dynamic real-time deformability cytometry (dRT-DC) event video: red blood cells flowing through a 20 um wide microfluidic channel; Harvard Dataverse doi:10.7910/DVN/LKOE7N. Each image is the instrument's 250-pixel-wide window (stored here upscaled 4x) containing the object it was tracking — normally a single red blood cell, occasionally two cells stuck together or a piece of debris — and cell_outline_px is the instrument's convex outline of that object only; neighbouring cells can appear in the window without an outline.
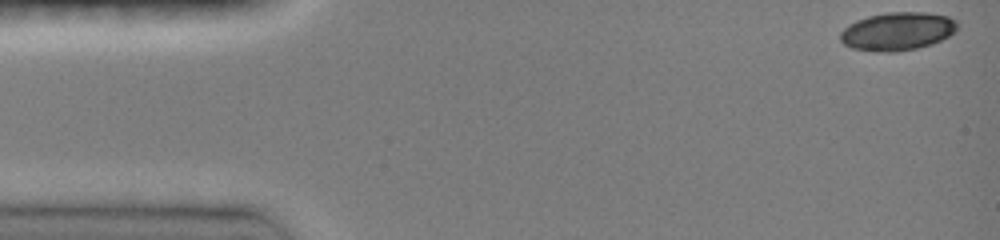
{"species": "common noctule bat (a hibernating species)", "species_latin": "Nyctalus noctula", "temperature_condition": "room temperature", "stored_images_in_passage": 44, "camera_frame_rate_fps": 3000, "um_per_image_px": 0.085, "animal": {"sex": "female", "body_mass_g": 19.0, "forearm_length_mm": 51.5}, "frame": {"image": 1, "passage_image": 1, "time_ms": 0.0, "image_size_px": [1000, 240], "cell_outline_px": [[956, 28], [948, 36], [932, 44], [916, 48], [896, 52], [872, 52], [852, 48], [844, 44], [840, 40], [840, 32], [844, 28], [856, 20], [868, 16], [884, 12], [924, 12], [948, 16], [956, 20]], "centroid_in_image_um": [76.24, 2.66], "position_along_channel_um": 8.8, "area_um2": 26.07}}
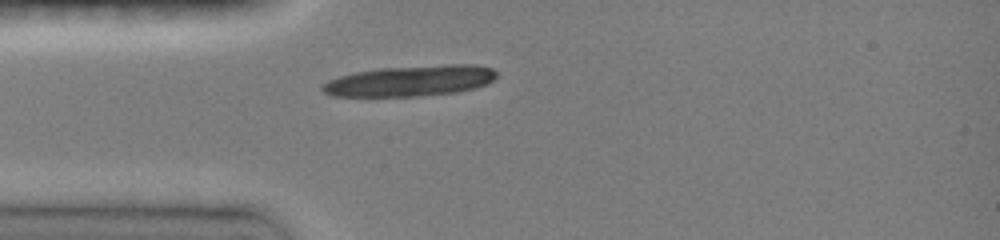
{"frame": {"image": 2, "passage_image": 12, "time_ms": 3.667, "image_size_px": [1000, 240], "cell_outline_px": [[496, 76], [488, 84], [456, 92], [420, 96], [332, 96], [324, 92], [320, 88], [320, 84], [328, 80], [340, 76], [356, 72], [380, 68], [448, 64], [476, 64], [492, 68], [496, 72]], "centroid_in_image_um": [34.86, 6.86], "position_along_channel_um": 50.1, "area_um2": 31.27}}
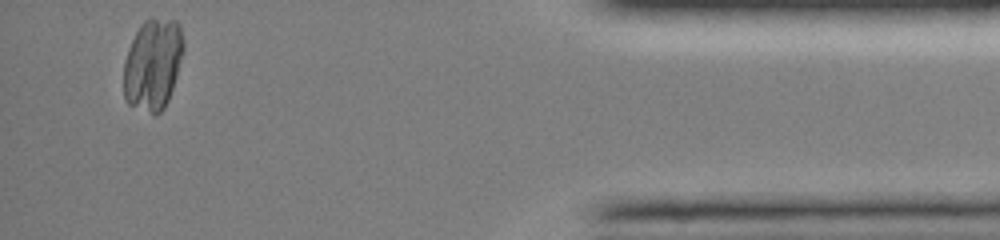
{"frame": {"image": 3, "passage_image": 43, "time_ms": 14.0, "image_size_px": [1000, 240], "cell_outline_px": [[184, 52], [168, 100], [164, 108], [156, 116], [128, 104], [124, 100], [124, 60], [128, 48], [140, 24], [144, 20], [152, 16], [176, 20], [180, 24], [184, 44]], "centroid_in_image_um": [12.99, 5.44], "position_along_channel_um": 422.2, "area_um2": 32.37}}